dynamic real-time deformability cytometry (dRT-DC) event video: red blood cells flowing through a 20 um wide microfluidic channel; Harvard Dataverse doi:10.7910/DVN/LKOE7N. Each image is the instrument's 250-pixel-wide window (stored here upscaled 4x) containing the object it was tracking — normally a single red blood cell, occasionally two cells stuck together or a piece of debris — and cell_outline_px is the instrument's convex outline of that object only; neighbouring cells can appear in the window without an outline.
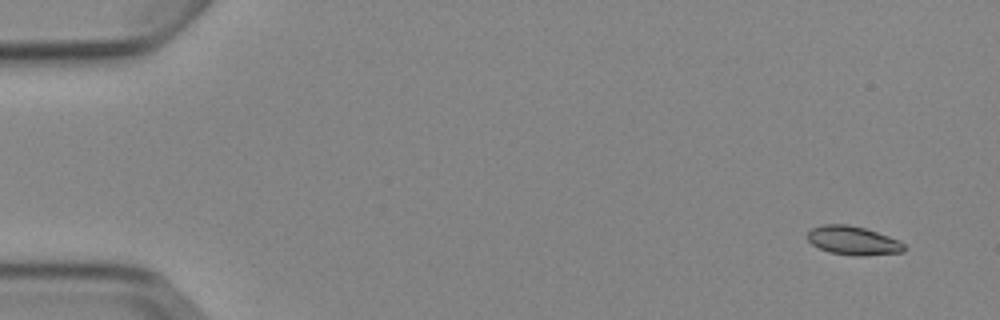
{"species": "Egyptian fruit bat (a non-hibernating species)", "species_latin": "Rousettus aegyptiacus", "temperature_condition": "cold", "stored_images_in_passage": 6, "camera_frame_rate_fps": 3000, "um_per_image_px": 0.085, "animal": {"sex": "female"}, "frame": {"image": 1, "passage_image": 1, "time_ms": 0.0, "image_size_px": [1000, 320], "cell_outline_px": [[904, 252], [864, 256], [852, 256], [828, 252], [812, 244], [808, 240], [808, 232], [812, 228], [824, 224], [848, 224], [864, 228], [900, 240], [904, 244]], "centroid_in_image_um": [72.52, 20.46], "position_along_channel_um": 12.5, "area_um2": 16.24}}
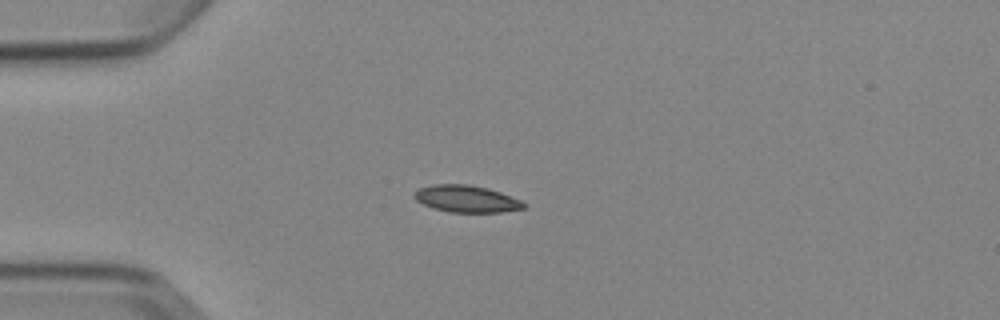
{"frame": {"image": 2, "passage_image": 4, "time_ms": 3.667, "image_size_px": [1000, 320], "cell_outline_px": [[528, 204], [524, 208], [500, 212], [448, 212], [432, 208], [416, 200], [412, 196], [420, 188], [432, 184], [468, 184], [488, 188], [500, 192], [520, 200]], "centroid_in_image_um": [39.64, 16.9], "position_along_channel_um": 45.4, "area_um2": 17.17}}
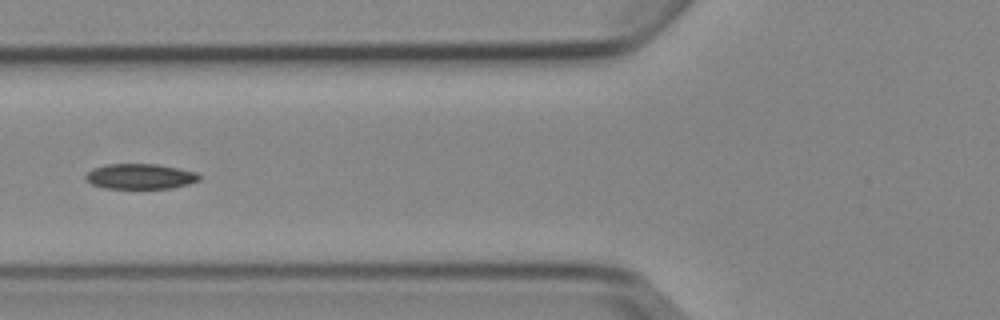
{"frame": {"image": 3, "passage_image": 6, "time_ms": 6.0, "image_size_px": [1000, 320], "cell_outline_px": [[200, 180], [188, 184], [172, 188], [104, 188], [92, 184], [84, 176], [92, 168], [108, 164], [156, 164], [196, 172], [200, 176]], "centroid_in_image_um": [11.91, 14.99], "position_along_channel_um": 113.9, "area_um2": 16.59}}